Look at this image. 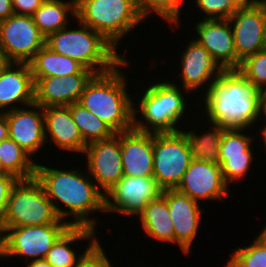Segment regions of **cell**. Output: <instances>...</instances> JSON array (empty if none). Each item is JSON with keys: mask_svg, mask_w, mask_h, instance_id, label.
<instances>
[{"mask_svg": "<svg viewBox=\"0 0 266 267\" xmlns=\"http://www.w3.org/2000/svg\"><path fill=\"white\" fill-rule=\"evenodd\" d=\"M77 167L79 166L60 169L37 162L35 178L42 185L60 219L71 226H85L99 231V217L95 218L93 214H104V193L97 187L86 168L82 170Z\"/></svg>", "mask_w": 266, "mask_h": 267, "instance_id": "obj_1", "label": "cell"}, {"mask_svg": "<svg viewBox=\"0 0 266 267\" xmlns=\"http://www.w3.org/2000/svg\"><path fill=\"white\" fill-rule=\"evenodd\" d=\"M198 104L195 114L202 119L228 128L258 129L259 91L238 70H224Z\"/></svg>", "mask_w": 266, "mask_h": 267, "instance_id": "obj_2", "label": "cell"}, {"mask_svg": "<svg viewBox=\"0 0 266 267\" xmlns=\"http://www.w3.org/2000/svg\"><path fill=\"white\" fill-rule=\"evenodd\" d=\"M172 78L173 80H165L160 77V80L159 78L151 80L148 86L141 85L146 87L142 88V91L140 89V95L138 92L137 97H133L136 99V101L133 100L134 129L148 133H174L184 129L178 124H184V121H187L184 118H188L186 114L193 105L198 109L196 107L199 105L198 99L195 98L196 103L193 101L190 104L187 99L191 98V93L178 86L177 80Z\"/></svg>", "mask_w": 266, "mask_h": 267, "instance_id": "obj_3", "label": "cell"}, {"mask_svg": "<svg viewBox=\"0 0 266 267\" xmlns=\"http://www.w3.org/2000/svg\"><path fill=\"white\" fill-rule=\"evenodd\" d=\"M131 60L125 57L112 70L95 74L86 85L78 103L105 122L114 133L133 129V95L127 87L124 68ZM123 68V69H121ZM132 95H130V94ZM135 93V94H133Z\"/></svg>", "mask_w": 266, "mask_h": 267, "instance_id": "obj_4", "label": "cell"}, {"mask_svg": "<svg viewBox=\"0 0 266 267\" xmlns=\"http://www.w3.org/2000/svg\"><path fill=\"white\" fill-rule=\"evenodd\" d=\"M77 21V22H76ZM64 29L46 37L45 45L52 51L79 61L96 74L112 70L125 57L121 51L109 43L100 33L94 31L78 19ZM79 28V29H78Z\"/></svg>", "mask_w": 266, "mask_h": 267, "instance_id": "obj_5", "label": "cell"}, {"mask_svg": "<svg viewBox=\"0 0 266 267\" xmlns=\"http://www.w3.org/2000/svg\"><path fill=\"white\" fill-rule=\"evenodd\" d=\"M76 19L100 33L118 51L127 34L145 24L134 0H76Z\"/></svg>", "mask_w": 266, "mask_h": 267, "instance_id": "obj_6", "label": "cell"}, {"mask_svg": "<svg viewBox=\"0 0 266 267\" xmlns=\"http://www.w3.org/2000/svg\"><path fill=\"white\" fill-rule=\"evenodd\" d=\"M0 224L1 227H23L69 223L58 217L42 185L33 177L19 179L14 185Z\"/></svg>", "mask_w": 266, "mask_h": 267, "instance_id": "obj_7", "label": "cell"}, {"mask_svg": "<svg viewBox=\"0 0 266 267\" xmlns=\"http://www.w3.org/2000/svg\"><path fill=\"white\" fill-rule=\"evenodd\" d=\"M192 160L190 143L183 130L153 133V177L163 189H176Z\"/></svg>", "mask_w": 266, "mask_h": 267, "instance_id": "obj_8", "label": "cell"}, {"mask_svg": "<svg viewBox=\"0 0 266 267\" xmlns=\"http://www.w3.org/2000/svg\"><path fill=\"white\" fill-rule=\"evenodd\" d=\"M70 224L1 227L3 232V259L18 258L26 261L45 259L56 240Z\"/></svg>", "mask_w": 266, "mask_h": 267, "instance_id": "obj_9", "label": "cell"}, {"mask_svg": "<svg viewBox=\"0 0 266 267\" xmlns=\"http://www.w3.org/2000/svg\"><path fill=\"white\" fill-rule=\"evenodd\" d=\"M154 177L122 176L105 194V212L137 218L145 206L162 195ZM132 216V217H131ZM135 216V217H134Z\"/></svg>", "mask_w": 266, "mask_h": 267, "instance_id": "obj_10", "label": "cell"}, {"mask_svg": "<svg viewBox=\"0 0 266 267\" xmlns=\"http://www.w3.org/2000/svg\"><path fill=\"white\" fill-rule=\"evenodd\" d=\"M45 41L31 15L13 14L0 22V48L7 62L29 63Z\"/></svg>", "mask_w": 266, "mask_h": 267, "instance_id": "obj_11", "label": "cell"}, {"mask_svg": "<svg viewBox=\"0 0 266 267\" xmlns=\"http://www.w3.org/2000/svg\"><path fill=\"white\" fill-rule=\"evenodd\" d=\"M189 39L190 35L187 45L183 47L184 50L180 53L179 63H177L180 65L178 73H180L179 77L181 78L176 79H181L177 81L180 83L178 86L189 91L192 98L195 96L200 99L202 95L204 96L208 92L224 70L202 45L192 37L191 40Z\"/></svg>", "mask_w": 266, "mask_h": 267, "instance_id": "obj_12", "label": "cell"}, {"mask_svg": "<svg viewBox=\"0 0 266 267\" xmlns=\"http://www.w3.org/2000/svg\"><path fill=\"white\" fill-rule=\"evenodd\" d=\"M81 156L88 174L104 194L123 176L120 133L87 144Z\"/></svg>", "mask_w": 266, "mask_h": 267, "instance_id": "obj_13", "label": "cell"}, {"mask_svg": "<svg viewBox=\"0 0 266 267\" xmlns=\"http://www.w3.org/2000/svg\"><path fill=\"white\" fill-rule=\"evenodd\" d=\"M162 196L167 200L174 228V245L181 249L182 254L189 255L202 224L203 204L176 189H165Z\"/></svg>", "mask_w": 266, "mask_h": 267, "instance_id": "obj_14", "label": "cell"}, {"mask_svg": "<svg viewBox=\"0 0 266 267\" xmlns=\"http://www.w3.org/2000/svg\"><path fill=\"white\" fill-rule=\"evenodd\" d=\"M176 190L199 203L223 202L231 193L219 164L195 159L191 160Z\"/></svg>", "mask_w": 266, "mask_h": 267, "instance_id": "obj_15", "label": "cell"}, {"mask_svg": "<svg viewBox=\"0 0 266 267\" xmlns=\"http://www.w3.org/2000/svg\"><path fill=\"white\" fill-rule=\"evenodd\" d=\"M8 137L34 160L46 144L43 108L35 103L6 112ZM42 148V149H41Z\"/></svg>", "mask_w": 266, "mask_h": 267, "instance_id": "obj_16", "label": "cell"}, {"mask_svg": "<svg viewBox=\"0 0 266 267\" xmlns=\"http://www.w3.org/2000/svg\"><path fill=\"white\" fill-rule=\"evenodd\" d=\"M192 35L223 70H237V54L229 19H198Z\"/></svg>", "mask_w": 266, "mask_h": 267, "instance_id": "obj_17", "label": "cell"}, {"mask_svg": "<svg viewBox=\"0 0 266 267\" xmlns=\"http://www.w3.org/2000/svg\"><path fill=\"white\" fill-rule=\"evenodd\" d=\"M266 2L256 7L238 8L229 18L237 54V69L248 56L263 50Z\"/></svg>", "mask_w": 266, "mask_h": 267, "instance_id": "obj_18", "label": "cell"}, {"mask_svg": "<svg viewBox=\"0 0 266 267\" xmlns=\"http://www.w3.org/2000/svg\"><path fill=\"white\" fill-rule=\"evenodd\" d=\"M96 73L41 77L35 81L34 103L42 108L69 106L79 101L82 92Z\"/></svg>", "mask_w": 266, "mask_h": 267, "instance_id": "obj_19", "label": "cell"}, {"mask_svg": "<svg viewBox=\"0 0 266 267\" xmlns=\"http://www.w3.org/2000/svg\"><path fill=\"white\" fill-rule=\"evenodd\" d=\"M34 86L29 63L7 62L0 71V111L33 104Z\"/></svg>", "mask_w": 266, "mask_h": 267, "instance_id": "obj_20", "label": "cell"}, {"mask_svg": "<svg viewBox=\"0 0 266 267\" xmlns=\"http://www.w3.org/2000/svg\"><path fill=\"white\" fill-rule=\"evenodd\" d=\"M45 140L56 146L61 152L82 155L87 144L84 142L78 126L74 122L69 106H49L43 108ZM78 153V154H77Z\"/></svg>", "mask_w": 266, "mask_h": 267, "instance_id": "obj_21", "label": "cell"}, {"mask_svg": "<svg viewBox=\"0 0 266 267\" xmlns=\"http://www.w3.org/2000/svg\"><path fill=\"white\" fill-rule=\"evenodd\" d=\"M120 146L123 176L153 177V133L121 132Z\"/></svg>", "mask_w": 266, "mask_h": 267, "instance_id": "obj_22", "label": "cell"}, {"mask_svg": "<svg viewBox=\"0 0 266 267\" xmlns=\"http://www.w3.org/2000/svg\"><path fill=\"white\" fill-rule=\"evenodd\" d=\"M98 231L85 226H70L53 244L47 253L45 260L52 267H76L83 257L99 242L101 239L97 236ZM88 240L89 243L79 251L73 247L75 243ZM73 247V248H71ZM85 249V250H84ZM79 253V254H78Z\"/></svg>", "mask_w": 266, "mask_h": 267, "instance_id": "obj_23", "label": "cell"}, {"mask_svg": "<svg viewBox=\"0 0 266 267\" xmlns=\"http://www.w3.org/2000/svg\"><path fill=\"white\" fill-rule=\"evenodd\" d=\"M138 219V220H137ZM139 227L154 241L174 244V228L171 221L167 200L161 195L158 199L150 201L137 216Z\"/></svg>", "mask_w": 266, "mask_h": 267, "instance_id": "obj_24", "label": "cell"}, {"mask_svg": "<svg viewBox=\"0 0 266 267\" xmlns=\"http://www.w3.org/2000/svg\"><path fill=\"white\" fill-rule=\"evenodd\" d=\"M34 82L41 77L69 76L75 73H94L79 61L60 55L46 45L29 62Z\"/></svg>", "mask_w": 266, "mask_h": 267, "instance_id": "obj_25", "label": "cell"}, {"mask_svg": "<svg viewBox=\"0 0 266 267\" xmlns=\"http://www.w3.org/2000/svg\"><path fill=\"white\" fill-rule=\"evenodd\" d=\"M203 120L202 123L206 122V125L208 124V127L203 126L204 130L205 128L208 129L205 130V132L198 127L196 130L193 126L191 127V125L188 127V130L183 129L190 143L192 159L219 164L220 144L224 131L228 127L221 126L219 123L207 121L206 119ZM201 130H203V132H201Z\"/></svg>", "mask_w": 266, "mask_h": 267, "instance_id": "obj_26", "label": "cell"}, {"mask_svg": "<svg viewBox=\"0 0 266 267\" xmlns=\"http://www.w3.org/2000/svg\"><path fill=\"white\" fill-rule=\"evenodd\" d=\"M32 16L40 32L47 37L74 21L76 0H45ZM71 17L72 20H70Z\"/></svg>", "mask_w": 266, "mask_h": 267, "instance_id": "obj_27", "label": "cell"}, {"mask_svg": "<svg viewBox=\"0 0 266 267\" xmlns=\"http://www.w3.org/2000/svg\"><path fill=\"white\" fill-rule=\"evenodd\" d=\"M0 162L7 173L18 179L35 177L37 162L9 137L0 142Z\"/></svg>", "mask_w": 266, "mask_h": 267, "instance_id": "obj_28", "label": "cell"}, {"mask_svg": "<svg viewBox=\"0 0 266 267\" xmlns=\"http://www.w3.org/2000/svg\"><path fill=\"white\" fill-rule=\"evenodd\" d=\"M250 129L251 128L232 127L224 131L219 149L220 166L227 161V157L256 155L254 152L255 148L252 146L256 144L254 141L256 136H254V134L250 135L253 133V131H249Z\"/></svg>", "mask_w": 266, "mask_h": 267, "instance_id": "obj_29", "label": "cell"}, {"mask_svg": "<svg viewBox=\"0 0 266 267\" xmlns=\"http://www.w3.org/2000/svg\"><path fill=\"white\" fill-rule=\"evenodd\" d=\"M70 112L86 144L108 139L115 134L105 122L78 102L70 105Z\"/></svg>", "mask_w": 266, "mask_h": 267, "instance_id": "obj_30", "label": "cell"}, {"mask_svg": "<svg viewBox=\"0 0 266 267\" xmlns=\"http://www.w3.org/2000/svg\"><path fill=\"white\" fill-rule=\"evenodd\" d=\"M141 17L146 20L153 14L169 24L173 29L183 26L181 20L183 2L186 0H134ZM182 8V9H181Z\"/></svg>", "mask_w": 266, "mask_h": 267, "instance_id": "obj_31", "label": "cell"}, {"mask_svg": "<svg viewBox=\"0 0 266 267\" xmlns=\"http://www.w3.org/2000/svg\"><path fill=\"white\" fill-rule=\"evenodd\" d=\"M250 244L237 247L223 267H266V242L259 236Z\"/></svg>", "mask_w": 266, "mask_h": 267, "instance_id": "obj_32", "label": "cell"}, {"mask_svg": "<svg viewBox=\"0 0 266 267\" xmlns=\"http://www.w3.org/2000/svg\"><path fill=\"white\" fill-rule=\"evenodd\" d=\"M255 90L266 88V51L260 50L246 57L237 69Z\"/></svg>", "mask_w": 266, "mask_h": 267, "instance_id": "obj_33", "label": "cell"}, {"mask_svg": "<svg viewBox=\"0 0 266 267\" xmlns=\"http://www.w3.org/2000/svg\"><path fill=\"white\" fill-rule=\"evenodd\" d=\"M256 156H236L227 157V161L221 166L224 182L231 188L233 183H239L243 178L247 181L246 176L250 170ZM249 172V173H248ZM239 181V182H238Z\"/></svg>", "mask_w": 266, "mask_h": 267, "instance_id": "obj_34", "label": "cell"}, {"mask_svg": "<svg viewBox=\"0 0 266 267\" xmlns=\"http://www.w3.org/2000/svg\"><path fill=\"white\" fill-rule=\"evenodd\" d=\"M192 3L195 11L199 10L197 13H204L203 20L229 19L238 9L233 0H193Z\"/></svg>", "mask_w": 266, "mask_h": 267, "instance_id": "obj_35", "label": "cell"}, {"mask_svg": "<svg viewBox=\"0 0 266 267\" xmlns=\"http://www.w3.org/2000/svg\"><path fill=\"white\" fill-rule=\"evenodd\" d=\"M99 241L77 264L76 267H114L113 263L106 254L102 243ZM116 267V266H115Z\"/></svg>", "mask_w": 266, "mask_h": 267, "instance_id": "obj_36", "label": "cell"}, {"mask_svg": "<svg viewBox=\"0 0 266 267\" xmlns=\"http://www.w3.org/2000/svg\"><path fill=\"white\" fill-rule=\"evenodd\" d=\"M19 179L9 173L0 175V222L6 213L7 202L12 188Z\"/></svg>", "mask_w": 266, "mask_h": 267, "instance_id": "obj_37", "label": "cell"}, {"mask_svg": "<svg viewBox=\"0 0 266 267\" xmlns=\"http://www.w3.org/2000/svg\"><path fill=\"white\" fill-rule=\"evenodd\" d=\"M45 0H12L14 14L33 15Z\"/></svg>", "mask_w": 266, "mask_h": 267, "instance_id": "obj_38", "label": "cell"}, {"mask_svg": "<svg viewBox=\"0 0 266 267\" xmlns=\"http://www.w3.org/2000/svg\"><path fill=\"white\" fill-rule=\"evenodd\" d=\"M257 125H266V91H259V124Z\"/></svg>", "mask_w": 266, "mask_h": 267, "instance_id": "obj_39", "label": "cell"}, {"mask_svg": "<svg viewBox=\"0 0 266 267\" xmlns=\"http://www.w3.org/2000/svg\"><path fill=\"white\" fill-rule=\"evenodd\" d=\"M13 14L12 0H0V22Z\"/></svg>", "mask_w": 266, "mask_h": 267, "instance_id": "obj_40", "label": "cell"}, {"mask_svg": "<svg viewBox=\"0 0 266 267\" xmlns=\"http://www.w3.org/2000/svg\"><path fill=\"white\" fill-rule=\"evenodd\" d=\"M8 138V122L6 112L0 111V142Z\"/></svg>", "mask_w": 266, "mask_h": 267, "instance_id": "obj_41", "label": "cell"}, {"mask_svg": "<svg viewBox=\"0 0 266 267\" xmlns=\"http://www.w3.org/2000/svg\"><path fill=\"white\" fill-rule=\"evenodd\" d=\"M238 8L256 7L266 2V0H233Z\"/></svg>", "mask_w": 266, "mask_h": 267, "instance_id": "obj_42", "label": "cell"}, {"mask_svg": "<svg viewBox=\"0 0 266 267\" xmlns=\"http://www.w3.org/2000/svg\"><path fill=\"white\" fill-rule=\"evenodd\" d=\"M25 267H52L45 259L26 262Z\"/></svg>", "mask_w": 266, "mask_h": 267, "instance_id": "obj_43", "label": "cell"}, {"mask_svg": "<svg viewBox=\"0 0 266 267\" xmlns=\"http://www.w3.org/2000/svg\"><path fill=\"white\" fill-rule=\"evenodd\" d=\"M258 127H260L259 128V131L257 132V137L259 136L260 137V142H262L263 144H262V146L264 147V149H263V151L265 150V152H266V125H264L263 127L262 126H258Z\"/></svg>", "mask_w": 266, "mask_h": 267, "instance_id": "obj_44", "label": "cell"}, {"mask_svg": "<svg viewBox=\"0 0 266 267\" xmlns=\"http://www.w3.org/2000/svg\"><path fill=\"white\" fill-rule=\"evenodd\" d=\"M6 64H7V60L5 59L3 52L1 51V48H0V71Z\"/></svg>", "mask_w": 266, "mask_h": 267, "instance_id": "obj_45", "label": "cell"}, {"mask_svg": "<svg viewBox=\"0 0 266 267\" xmlns=\"http://www.w3.org/2000/svg\"><path fill=\"white\" fill-rule=\"evenodd\" d=\"M262 230L257 234L259 237H261L266 242V226L263 225Z\"/></svg>", "mask_w": 266, "mask_h": 267, "instance_id": "obj_46", "label": "cell"}, {"mask_svg": "<svg viewBox=\"0 0 266 267\" xmlns=\"http://www.w3.org/2000/svg\"><path fill=\"white\" fill-rule=\"evenodd\" d=\"M3 241H0V260L3 259Z\"/></svg>", "mask_w": 266, "mask_h": 267, "instance_id": "obj_47", "label": "cell"}, {"mask_svg": "<svg viewBox=\"0 0 266 267\" xmlns=\"http://www.w3.org/2000/svg\"><path fill=\"white\" fill-rule=\"evenodd\" d=\"M5 173L7 172L3 169L1 162H0V175L5 174Z\"/></svg>", "mask_w": 266, "mask_h": 267, "instance_id": "obj_48", "label": "cell"}, {"mask_svg": "<svg viewBox=\"0 0 266 267\" xmlns=\"http://www.w3.org/2000/svg\"><path fill=\"white\" fill-rule=\"evenodd\" d=\"M0 241H3V232H2V229H1V224H0Z\"/></svg>", "mask_w": 266, "mask_h": 267, "instance_id": "obj_49", "label": "cell"}]
</instances>
